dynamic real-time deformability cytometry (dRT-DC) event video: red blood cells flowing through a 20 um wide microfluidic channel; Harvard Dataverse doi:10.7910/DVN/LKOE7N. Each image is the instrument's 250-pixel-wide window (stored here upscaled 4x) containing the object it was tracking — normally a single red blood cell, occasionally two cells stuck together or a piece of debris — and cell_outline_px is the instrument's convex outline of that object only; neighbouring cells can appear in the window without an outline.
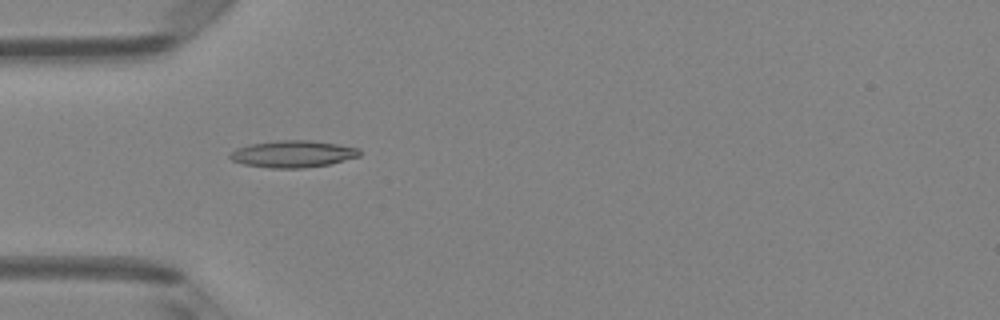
{"species": "Egyptian fruit bat (a non-hibernating species)", "species_latin": "Rousettus aegyptiacus", "temperature_condition": "room temperature", "stored_images_in_passage": 35, "camera_frame_rate_fps": 3000, "um_per_image_px": 0.085, "animal": {"sex": "female"}, "frame": {"image": 1, "passage_image": 1, "time_ms": 0.0, "image_size_px": [1000, 320], "cell_outline_px": [[360, 156], [328, 164], [300, 168], [272, 168], [244, 164], [232, 160], [228, 156], [236, 148], [248, 144], [276, 140], [312, 140], [360, 148]], "centroid_in_image_um": [24.88, 13.07], "position_along_channel_um": 60.1, "area_um2": 20.23}}
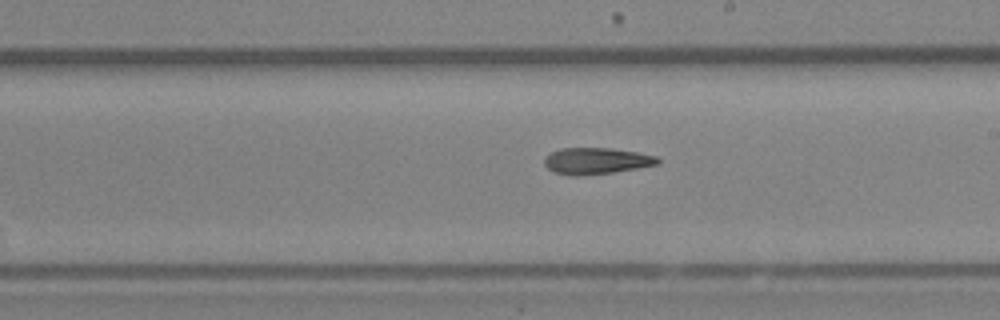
{"frame": {"image": 2, "passage_image": 14, "time_ms": 4.333, "image_size_px": [1000, 320], "cell_outline_px": [[660, 164], [612, 172], [580, 176], [572, 176], [552, 172], [544, 164], [544, 156], [560, 148], [612, 148], [636, 152], [656, 156], [660, 160]], "centroid_in_image_um": [50.65, 13.68], "position_along_channel_um": 238.4, "area_um2": 17.51}}
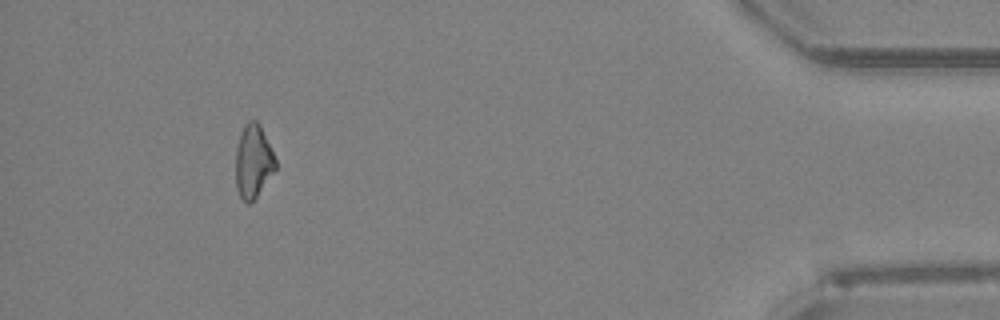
{"frame": {"image": 3, "passage_image": 31, "time_ms": 10.0, "image_size_px": [1000, 320], "cell_outline_px": [[276, 168], [256, 196], [248, 204], [240, 196], [236, 188], [236, 148], [240, 132], [244, 124], [248, 120], [256, 120], [260, 124], [276, 160]], "centroid_in_image_um": [21.51, 13.67], "position_along_channel_um": 413.7, "area_um2": 16.82}}